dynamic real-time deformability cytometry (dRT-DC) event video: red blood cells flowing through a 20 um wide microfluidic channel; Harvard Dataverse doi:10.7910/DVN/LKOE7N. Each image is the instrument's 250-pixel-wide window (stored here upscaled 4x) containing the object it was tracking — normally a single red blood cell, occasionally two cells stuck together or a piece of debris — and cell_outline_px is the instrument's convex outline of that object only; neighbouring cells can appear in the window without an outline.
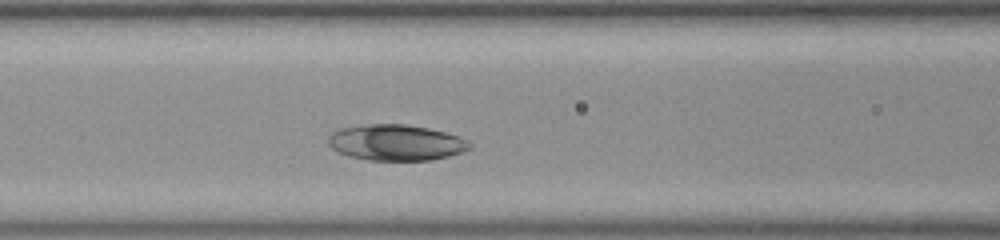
{"species": "common noctule bat (a hibernating species)", "species_latin": "Nyctalus noctula", "temperature_condition": "room temperature", "stored_images_in_passage": 34, "camera_frame_rate_fps": 3000, "um_per_image_px": 0.085, "animal": {"sex": "female", "body_mass_g": 23.0, "forearm_length_mm": 53.4}, "frame": {"image": 1, "passage_image": 11, "time_ms": 3.333, "image_size_px": [1000, 240], "cell_outline_px": [[472, 148], [464, 152], [432, 160], [368, 160], [348, 156], [332, 148], [328, 144], [328, 136], [332, 132], [340, 128], [372, 124], [404, 124], [428, 128], [444, 132], [468, 140], [472, 144]], "centroid_in_image_um": [33.67, 12.12], "position_along_channel_um": 132.9, "area_um2": 29.59}}
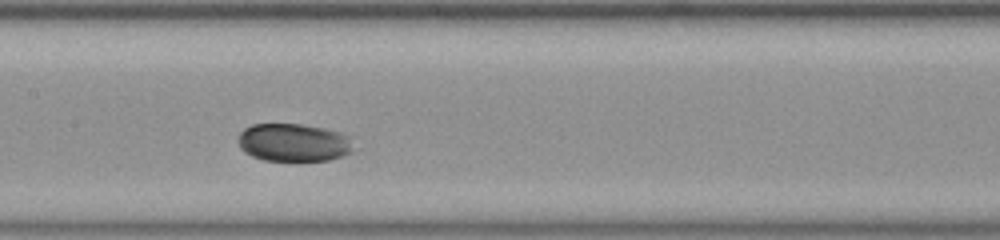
{"frame": {"image": 2, "passage_image": 15, "time_ms": 4.667, "image_size_px": [1000, 240], "cell_outline_px": [[352, 152], [328, 160], [264, 160], [252, 156], [244, 152], [240, 148], [236, 140], [240, 132], [244, 128], [252, 124], [300, 124], [324, 128], [340, 132], [352, 136]], "centroid_in_image_um": [24.93, 12.1], "position_along_channel_um": 182.5, "area_um2": 25.66}}
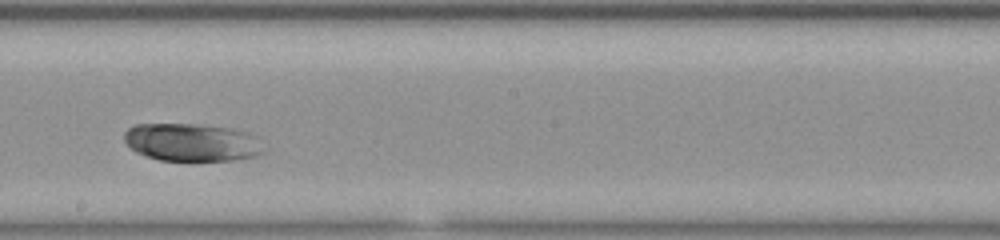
{"frame": {"image": 3, "passage_image": 19, "time_ms": 6.0, "image_size_px": [1000, 240], "cell_outline_px": [[264, 152], [256, 156], [236, 160], [160, 160], [136, 152], [124, 140], [124, 132], [132, 124], [196, 124], [232, 128], [256, 136]], "centroid_in_image_um": [16.29, 12.09], "position_along_channel_um": 231.9, "area_um2": 30.58}}